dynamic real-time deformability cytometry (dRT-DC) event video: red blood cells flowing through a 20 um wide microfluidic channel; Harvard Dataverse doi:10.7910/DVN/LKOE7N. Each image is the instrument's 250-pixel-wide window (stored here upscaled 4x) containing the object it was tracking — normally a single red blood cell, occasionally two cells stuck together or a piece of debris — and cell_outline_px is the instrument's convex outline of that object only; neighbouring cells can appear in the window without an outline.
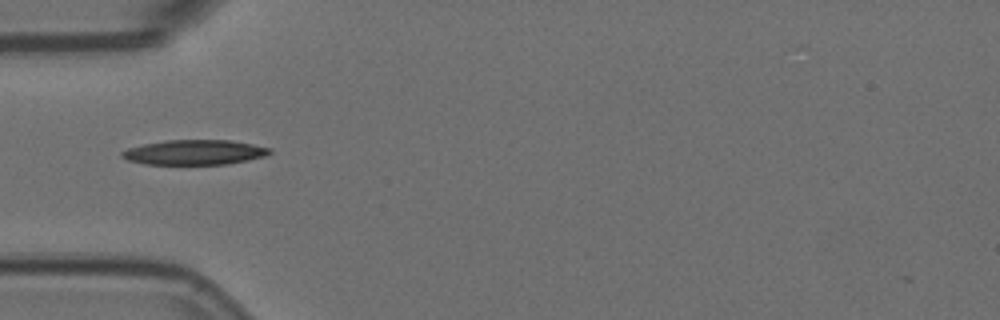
{"species": "Egyptian fruit bat (a non-hibernating species)", "species_latin": "Rousettus aegyptiacus", "temperature_condition": "room temperature", "stored_images_in_passage": 11, "camera_frame_rate_fps": 3000, "um_per_image_px": 0.085, "animal": {"sex": "female"}, "frame": {"image": 1, "passage_image": 5, "time_ms": 1.333, "image_size_px": [1000, 320], "cell_outline_px": [[272, 152], [264, 156], [248, 160], [224, 164], [144, 164], [128, 160], [120, 156], [120, 152], [128, 148], [144, 144], [168, 140], [228, 140], [252, 144], [272, 148]], "centroid_in_image_um": [16.52, 12.94], "position_along_channel_um": 68.5, "area_um2": 21.33}}
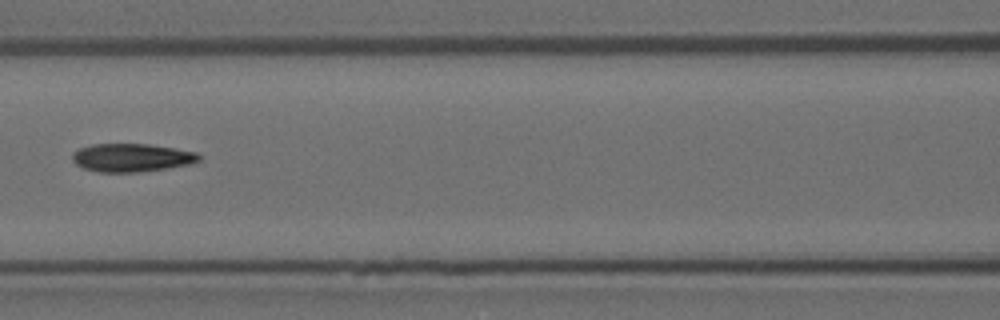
{"frame": {"image": 2, "passage_image": 7, "time_ms": 2.0, "image_size_px": [1000, 320], "cell_outline_px": [[200, 160], [192, 164], [168, 168], [140, 172], [96, 172], [84, 168], [76, 164], [72, 160], [72, 152], [80, 148], [92, 144], [148, 144], [176, 148], [196, 152], [200, 156]], "centroid_in_image_um": [11.2, 13.4], "position_along_channel_um": 155.4, "area_um2": 20.98}}
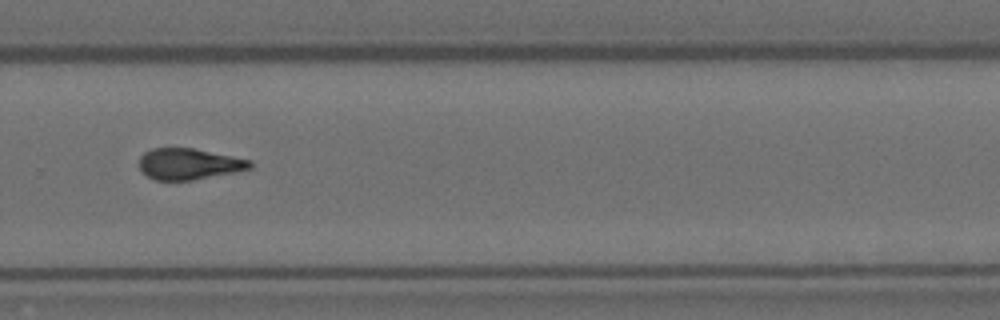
{"frame": {"image": 3, "passage_image": 11, "time_ms": 3.333, "image_size_px": [1000, 320], "cell_outline_px": [[252, 168], [236, 172], [192, 180], [156, 180], [148, 176], [140, 168], [140, 156], [144, 152], [152, 148], [192, 148], [252, 160]], "centroid_in_image_um": [16.08, 13.93], "position_along_channel_um": 313.7, "area_um2": 20.0}}